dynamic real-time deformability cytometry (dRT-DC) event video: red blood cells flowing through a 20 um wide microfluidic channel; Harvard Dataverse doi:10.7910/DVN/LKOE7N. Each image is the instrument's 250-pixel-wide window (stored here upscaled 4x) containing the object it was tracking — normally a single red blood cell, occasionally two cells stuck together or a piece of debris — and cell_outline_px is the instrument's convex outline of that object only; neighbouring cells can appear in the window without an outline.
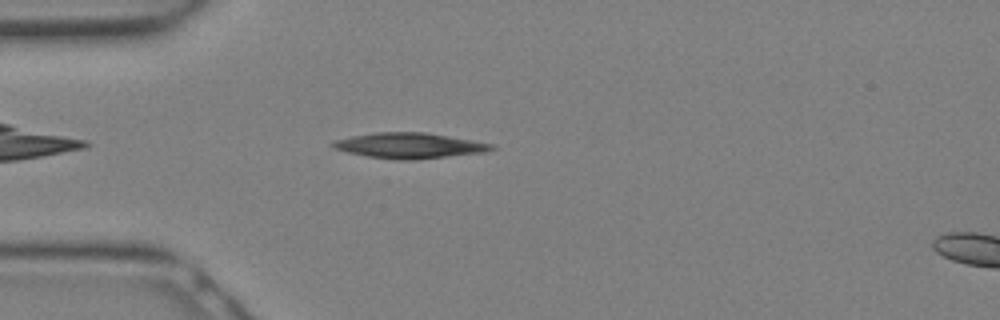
{"species": "Egyptian fruit bat (a non-hibernating species)", "species_latin": "Rousettus aegyptiacus", "temperature_condition": "warm", "stored_images_in_passage": 8, "camera_frame_rate_fps": 3000, "um_per_image_px": 0.085, "animal": {"sex": "female"}, "frame": {"image": 1, "passage_image": 2, "time_ms": 0.333, "image_size_px": [1000, 320], "cell_outline_px": [[496, 148], [488, 152], [416, 160], [396, 160], [368, 156], [348, 152], [332, 148], [328, 144], [332, 140], [352, 136], [376, 132], [424, 132], [472, 140], [492, 144]], "centroid_in_image_um": [34.77, 12.38], "position_along_channel_um": 50.2, "area_um2": 23.76}}
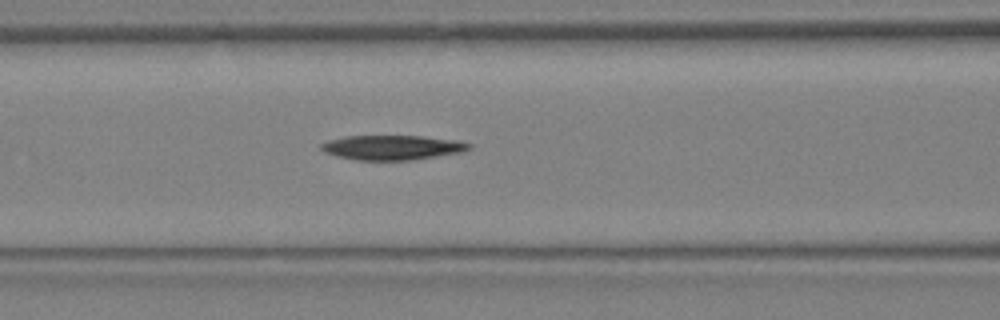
{"frame": {"image": 2, "passage_image": 6, "time_ms": 1.667, "image_size_px": [1000, 320], "cell_outline_px": [[472, 148], [464, 152], [412, 160], [356, 160], [336, 156], [324, 152], [320, 148], [320, 144], [328, 140], [348, 136], [424, 136], [456, 140], [472, 144]], "centroid_in_image_um": [33.37, 12.54], "position_along_channel_um": 133.2, "area_um2": 21.39}}
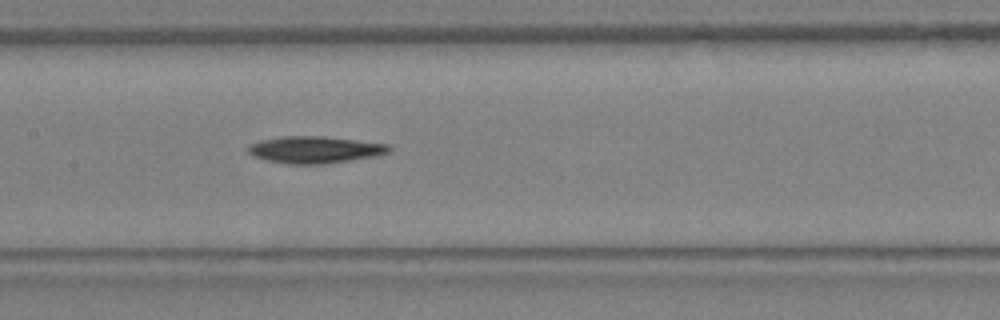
{"frame": {"image": 3, "passage_image": 8, "time_ms": 2.333, "image_size_px": [1000, 320], "cell_outline_px": [[392, 148], [388, 152], [376, 156], [324, 164], [288, 164], [264, 160], [248, 152], [248, 144], [260, 140], [280, 136], [324, 136], [392, 144]], "centroid_in_image_um": [26.78, 12.71], "position_along_channel_um": 180.6, "area_um2": 22.31}}